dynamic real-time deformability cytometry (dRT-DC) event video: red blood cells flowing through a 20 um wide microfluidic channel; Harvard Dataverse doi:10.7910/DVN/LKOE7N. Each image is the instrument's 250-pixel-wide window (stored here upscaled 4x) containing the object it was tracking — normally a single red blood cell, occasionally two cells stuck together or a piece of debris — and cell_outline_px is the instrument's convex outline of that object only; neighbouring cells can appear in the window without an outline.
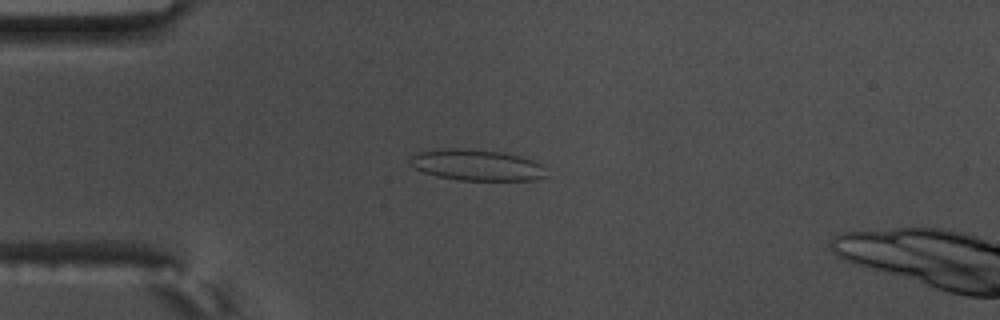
{"species": "common noctule bat (a hibernating species)", "species_latin": "Nyctalus noctula", "temperature_condition": "warm", "stored_images_in_passage": 57, "segment_of_instrument_passage": [1, 2], "camera_frame_rate_fps": 3000, "um_per_image_px": 0.085, "animal": {"sex": "male", "body_mass_g": 17.5, "forearm_length_mm": 52.3}, "frame": {"image": 1, "passage_image": 15, "time_ms": 4.667, "image_size_px": [1000, 320], "cell_outline_px": [[548, 176], [536, 180], [460, 180], [436, 176], [424, 172], [408, 164], [408, 156], [420, 152], [448, 148], [468, 148], [504, 152], [532, 160], [540, 164], [544, 168]], "centroid_in_image_um": [40.5, 14.02], "position_along_channel_um": 44.5, "area_um2": 24.85}}
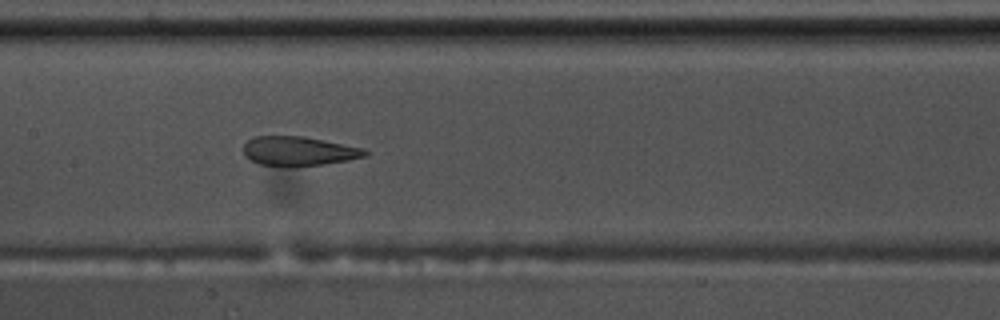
{"frame": {"image": 2, "passage_image": 28, "time_ms": 9.0, "image_size_px": [1000, 320], "cell_outline_px": [[368, 152], [364, 156], [348, 160], [324, 164], [288, 168], [260, 164], [244, 156], [244, 144], [248, 140], [256, 136], [304, 136], [364, 148]], "centroid_in_image_um": [25.37, 12.86], "position_along_channel_um": 182.0, "area_um2": 20.92}}
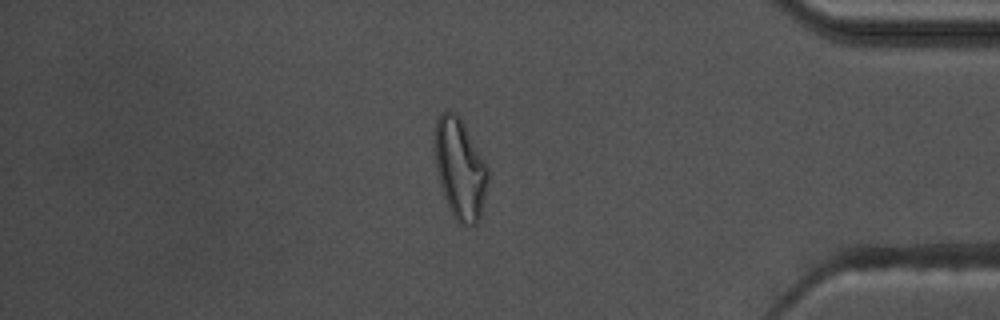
{"frame": {"image": 3, "passage_image": 48, "time_ms": 15.667, "image_size_px": [1000, 320], "cell_outline_px": [[488, 180], [480, 216], [476, 224], [460, 224], [456, 220], [444, 196], [440, 184], [436, 168], [432, 144], [436, 120], [440, 112], [456, 112], [460, 116], [484, 160], [488, 168]], "centroid_in_image_um": [39.06, 14.28], "position_along_channel_um": 396.1, "area_um2": 31.15}}